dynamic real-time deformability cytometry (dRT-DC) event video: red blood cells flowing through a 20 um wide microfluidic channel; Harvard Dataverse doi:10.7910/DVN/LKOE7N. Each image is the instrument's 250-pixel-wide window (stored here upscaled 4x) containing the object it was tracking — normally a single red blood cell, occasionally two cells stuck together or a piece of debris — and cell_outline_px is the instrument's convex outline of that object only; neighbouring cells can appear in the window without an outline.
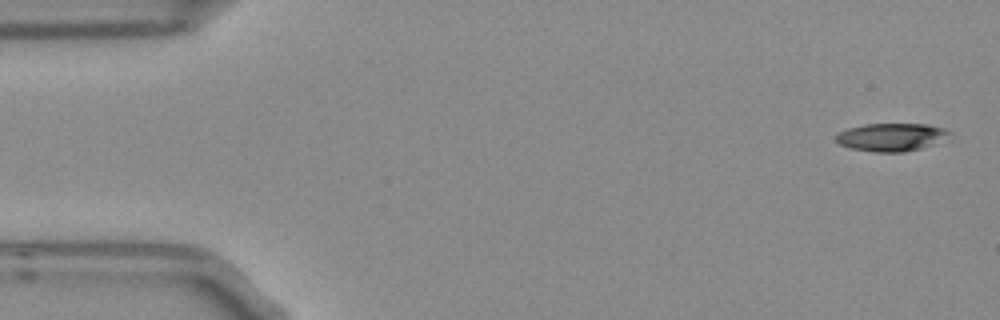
{"species": "Egyptian fruit bat (a non-hibernating species)", "species_latin": "Rousettus aegyptiacus", "temperature_condition": "room temperature", "stored_images_in_passage": 9, "camera_frame_rate_fps": 3000, "um_per_image_px": 0.085, "frame": {"image": 1, "passage_image": 1, "time_ms": 0.0, "image_size_px": [1000, 320], "cell_outline_px": [[952, 132], [932, 144], [920, 148], [904, 152], [872, 152], [852, 148], [840, 144], [836, 140], [836, 132], [848, 128], [864, 124], [928, 124], [944, 128]], "centroid_in_image_um": [75.7, 11.64], "position_along_channel_um": 9.3, "area_um2": 18.26}}
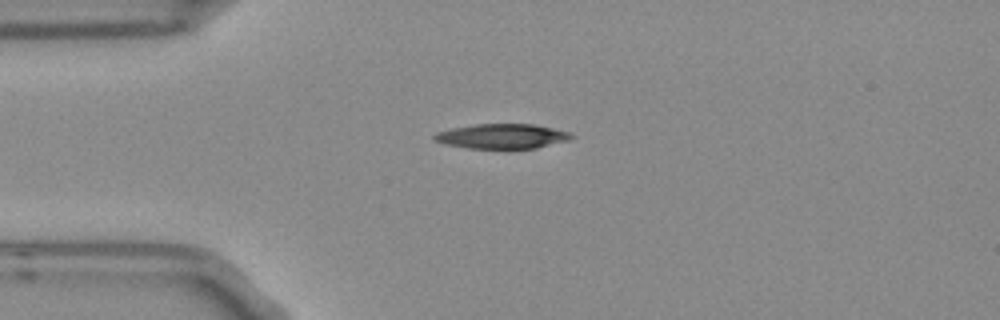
{"frame": {"image": 2, "passage_image": 4, "time_ms": 1.0, "image_size_px": [1000, 320], "cell_outline_px": [[572, 136], [568, 140], [536, 148], [468, 148], [444, 144], [436, 140], [432, 136], [436, 132], [452, 128], [476, 124], [532, 124], [552, 128], [568, 132]], "centroid_in_image_um": [42.63, 11.58], "position_along_channel_um": 42.4, "area_um2": 19.48}}
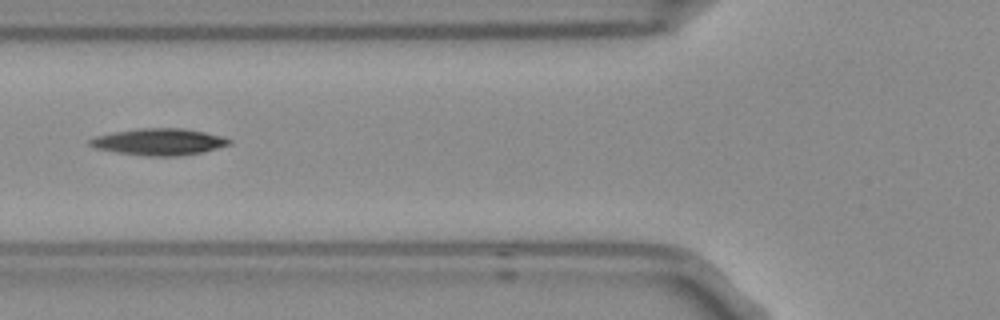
{"frame": {"image": 3, "passage_image": 6, "time_ms": 1.667, "image_size_px": [1000, 320], "cell_outline_px": [[232, 144], [200, 152], [176, 156], [148, 156], [120, 152], [96, 148], [88, 144], [88, 140], [96, 136], [112, 132], [136, 128], [184, 128], [204, 132], [220, 136], [232, 140]], "centroid_in_image_um": [13.5, 12.04], "position_along_channel_um": 112.3, "area_um2": 21.44}}